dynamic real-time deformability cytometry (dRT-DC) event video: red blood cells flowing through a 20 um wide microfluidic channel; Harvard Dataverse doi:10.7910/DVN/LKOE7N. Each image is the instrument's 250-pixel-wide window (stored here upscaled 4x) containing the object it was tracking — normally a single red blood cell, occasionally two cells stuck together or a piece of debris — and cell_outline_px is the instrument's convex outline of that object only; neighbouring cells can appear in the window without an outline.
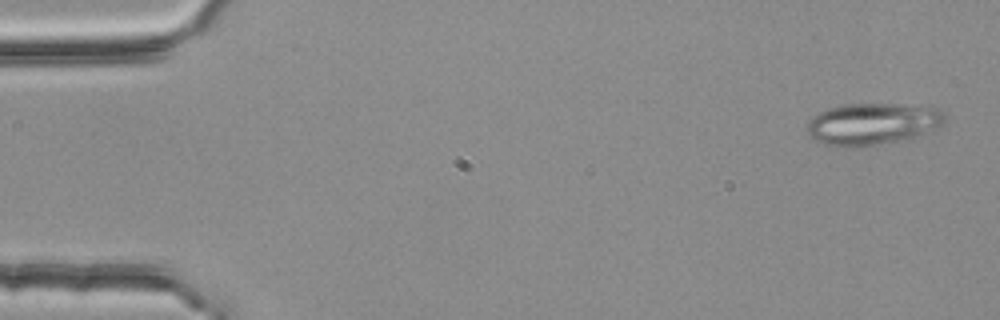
{"species": "common noctule bat (a hibernating species)", "species_latin": "Nyctalus noctula", "temperature_condition": "room temperature", "stored_images_in_passage": 53, "segment_of_instrument_passage": [1, 2], "camera_frame_rate_fps": 3000, "um_per_image_px": 0.085, "animal": {"sex": "female", "body_mass_g": 25.1}, "frame": {"image": 1, "passage_image": 1, "time_ms": 0.0, "image_size_px": [1000, 320], "cell_outline_px": [[944, 120], [940, 124], [912, 140], [856, 148], [824, 144], [812, 140], [808, 132], [808, 120], [816, 112], [848, 104], [892, 104], [940, 108], [944, 112]], "centroid_in_image_um": [74.14, 10.56], "position_along_channel_um": 10.9, "area_um2": 33.81}}